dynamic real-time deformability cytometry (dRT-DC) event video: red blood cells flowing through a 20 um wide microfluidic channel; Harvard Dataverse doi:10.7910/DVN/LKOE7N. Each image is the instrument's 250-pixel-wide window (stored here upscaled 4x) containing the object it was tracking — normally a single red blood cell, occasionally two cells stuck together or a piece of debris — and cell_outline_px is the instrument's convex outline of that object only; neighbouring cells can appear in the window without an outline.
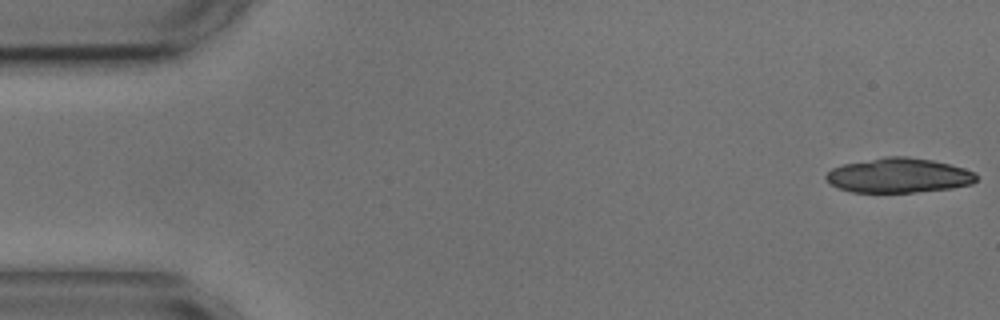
{"species": "common noctule bat (a hibernating species)", "species_latin": "Nyctalus noctula", "temperature_condition": "cold", "stored_images_in_passage": 10, "camera_frame_rate_fps": 3000, "um_per_image_px": 0.085, "animal": {"sex": "male", "body_mass_g": 17.9, "forearm_length_mm": 54.2}, "frame": {"image": 1, "passage_image": 1, "time_ms": 0.0, "image_size_px": [1000, 320], "cell_outline_px": [[976, 180], [972, 184], [952, 188], [912, 192], [852, 192], [828, 184], [824, 176], [832, 168], [844, 164], [884, 156], [908, 156], [932, 160], [964, 168], [976, 172]], "centroid_in_image_um": [76.37, 14.91], "position_along_channel_um": 8.6, "area_um2": 30.4}}